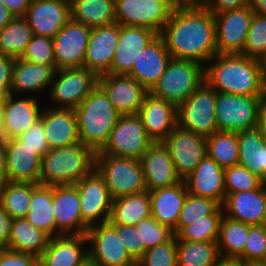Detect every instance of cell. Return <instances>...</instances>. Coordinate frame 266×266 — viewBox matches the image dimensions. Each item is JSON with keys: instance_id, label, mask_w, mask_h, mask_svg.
<instances>
[{"instance_id": "1", "label": "cell", "mask_w": 266, "mask_h": 266, "mask_svg": "<svg viewBox=\"0 0 266 266\" xmlns=\"http://www.w3.org/2000/svg\"><path fill=\"white\" fill-rule=\"evenodd\" d=\"M159 36L173 59L205 66L217 54L216 22L207 8L172 10Z\"/></svg>"}, {"instance_id": "2", "label": "cell", "mask_w": 266, "mask_h": 266, "mask_svg": "<svg viewBox=\"0 0 266 266\" xmlns=\"http://www.w3.org/2000/svg\"><path fill=\"white\" fill-rule=\"evenodd\" d=\"M205 82L217 92L243 96L266 90L260 60L243 54H216L205 65Z\"/></svg>"}, {"instance_id": "3", "label": "cell", "mask_w": 266, "mask_h": 266, "mask_svg": "<svg viewBox=\"0 0 266 266\" xmlns=\"http://www.w3.org/2000/svg\"><path fill=\"white\" fill-rule=\"evenodd\" d=\"M73 111L80 142L90 147L95 153L100 152L107 143L121 114L99 85Z\"/></svg>"}, {"instance_id": "4", "label": "cell", "mask_w": 266, "mask_h": 266, "mask_svg": "<svg viewBox=\"0 0 266 266\" xmlns=\"http://www.w3.org/2000/svg\"><path fill=\"white\" fill-rule=\"evenodd\" d=\"M95 158L96 153L82 142L50 149L42 157L39 184H76L95 168Z\"/></svg>"}, {"instance_id": "5", "label": "cell", "mask_w": 266, "mask_h": 266, "mask_svg": "<svg viewBox=\"0 0 266 266\" xmlns=\"http://www.w3.org/2000/svg\"><path fill=\"white\" fill-rule=\"evenodd\" d=\"M204 82V65L171 58L165 72L149 92L178 107Z\"/></svg>"}, {"instance_id": "6", "label": "cell", "mask_w": 266, "mask_h": 266, "mask_svg": "<svg viewBox=\"0 0 266 266\" xmlns=\"http://www.w3.org/2000/svg\"><path fill=\"white\" fill-rule=\"evenodd\" d=\"M95 168L103 176L113 199L147 191L140 160L96 154Z\"/></svg>"}, {"instance_id": "7", "label": "cell", "mask_w": 266, "mask_h": 266, "mask_svg": "<svg viewBox=\"0 0 266 266\" xmlns=\"http://www.w3.org/2000/svg\"><path fill=\"white\" fill-rule=\"evenodd\" d=\"M98 76L86 67L58 69L48 90L49 107L74 109L98 85Z\"/></svg>"}, {"instance_id": "8", "label": "cell", "mask_w": 266, "mask_h": 266, "mask_svg": "<svg viewBox=\"0 0 266 266\" xmlns=\"http://www.w3.org/2000/svg\"><path fill=\"white\" fill-rule=\"evenodd\" d=\"M216 90L204 82L177 107L178 126L208 137L218 131Z\"/></svg>"}, {"instance_id": "9", "label": "cell", "mask_w": 266, "mask_h": 266, "mask_svg": "<svg viewBox=\"0 0 266 266\" xmlns=\"http://www.w3.org/2000/svg\"><path fill=\"white\" fill-rule=\"evenodd\" d=\"M154 141L146 134L138 114L121 115L103 149L96 154L140 160Z\"/></svg>"}, {"instance_id": "10", "label": "cell", "mask_w": 266, "mask_h": 266, "mask_svg": "<svg viewBox=\"0 0 266 266\" xmlns=\"http://www.w3.org/2000/svg\"><path fill=\"white\" fill-rule=\"evenodd\" d=\"M259 97L216 91L218 131L240 132L257 128Z\"/></svg>"}, {"instance_id": "11", "label": "cell", "mask_w": 266, "mask_h": 266, "mask_svg": "<svg viewBox=\"0 0 266 266\" xmlns=\"http://www.w3.org/2000/svg\"><path fill=\"white\" fill-rule=\"evenodd\" d=\"M74 185L79 193L83 222L88 227L108 222L113 198L98 170L94 168Z\"/></svg>"}, {"instance_id": "12", "label": "cell", "mask_w": 266, "mask_h": 266, "mask_svg": "<svg viewBox=\"0 0 266 266\" xmlns=\"http://www.w3.org/2000/svg\"><path fill=\"white\" fill-rule=\"evenodd\" d=\"M116 23L160 33L171 15L168 0H114Z\"/></svg>"}, {"instance_id": "13", "label": "cell", "mask_w": 266, "mask_h": 266, "mask_svg": "<svg viewBox=\"0 0 266 266\" xmlns=\"http://www.w3.org/2000/svg\"><path fill=\"white\" fill-rule=\"evenodd\" d=\"M89 261L95 266H135L120 236L108 223H101L88 228Z\"/></svg>"}, {"instance_id": "14", "label": "cell", "mask_w": 266, "mask_h": 266, "mask_svg": "<svg viewBox=\"0 0 266 266\" xmlns=\"http://www.w3.org/2000/svg\"><path fill=\"white\" fill-rule=\"evenodd\" d=\"M169 150L178 176L185 180L207 156V137L178 125L163 141Z\"/></svg>"}, {"instance_id": "15", "label": "cell", "mask_w": 266, "mask_h": 266, "mask_svg": "<svg viewBox=\"0 0 266 266\" xmlns=\"http://www.w3.org/2000/svg\"><path fill=\"white\" fill-rule=\"evenodd\" d=\"M250 6L213 15L216 22L217 54H242L253 18Z\"/></svg>"}, {"instance_id": "16", "label": "cell", "mask_w": 266, "mask_h": 266, "mask_svg": "<svg viewBox=\"0 0 266 266\" xmlns=\"http://www.w3.org/2000/svg\"><path fill=\"white\" fill-rule=\"evenodd\" d=\"M91 29L70 19L56 34L53 45L57 70L84 67Z\"/></svg>"}, {"instance_id": "17", "label": "cell", "mask_w": 266, "mask_h": 266, "mask_svg": "<svg viewBox=\"0 0 266 266\" xmlns=\"http://www.w3.org/2000/svg\"><path fill=\"white\" fill-rule=\"evenodd\" d=\"M52 202L57 236L86 235L89 227L82 220L79 193L74 184L52 186Z\"/></svg>"}, {"instance_id": "18", "label": "cell", "mask_w": 266, "mask_h": 266, "mask_svg": "<svg viewBox=\"0 0 266 266\" xmlns=\"http://www.w3.org/2000/svg\"><path fill=\"white\" fill-rule=\"evenodd\" d=\"M41 99L33 96L7 94L3 99L5 139L18 138L41 118Z\"/></svg>"}, {"instance_id": "19", "label": "cell", "mask_w": 266, "mask_h": 266, "mask_svg": "<svg viewBox=\"0 0 266 266\" xmlns=\"http://www.w3.org/2000/svg\"><path fill=\"white\" fill-rule=\"evenodd\" d=\"M98 85L121 115H135L143 104L146 90L127 74H105L99 76Z\"/></svg>"}, {"instance_id": "20", "label": "cell", "mask_w": 266, "mask_h": 266, "mask_svg": "<svg viewBox=\"0 0 266 266\" xmlns=\"http://www.w3.org/2000/svg\"><path fill=\"white\" fill-rule=\"evenodd\" d=\"M6 181L39 184L42 158L18 138L5 139Z\"/></svg>"}, {"instance_id": "21", "label": "cell", "mask_w": 266, "mask_h": 266, "mask_svg": "<svg viewBox=\"0 0 266 266\" xmlns=\"http://www.w3.org/2000/svg\"><path fill=\"white\" fill-rule=\"evenodd\" d=\"M118 37L119 24L116 22L92 28L84 58V67L98 77L110 74Z\"/></svg>"}, {"instance_id": "22", "label": "cell", "mask_w": 266, "mask_h": 266, "mask_svg": "<svg viewBox=\"0 0 266 266\" xmlns=\"http://www.w3.org/2000/svg\"><path fill=\"white\" fill-rule=\"evenodd\" d=\"M159 36L153 29L119 25L118 45L110 74H128L140 52Z\"/></svg>"}, {"instance_id": "23", "label": "cell", "mask_w": 266, "mask_h": 266, "mask_svg": "<svg viewBox=\"0 0 266 266\" xmlns=\"http://www.w3.org/2000/svg\"><path fill=\"white\" fill-rule=\"evenodd\" d=\"M24 17L33 35L54 38L71 19L70 3L60 0H32Z\"/></svg>"}, {"instance_id": "24", "label": "cell", "mask_w": 266, "mask_h": 266, "mask_svg": "<svg viewBox=\"0 0 266 266\" xmlns=\"http://www.w3.org/2000/svg\"><path fill=\"white\" fill-rule=\"evenodd\" d=\"M138 115L146 134L154 141L163 142L178 125L177 106L162 98L146 93Z\"/></svg>"}, {"instance_id": "25", "label": "cell", "mask_w": 266, "mask_h": 266, "mask_svg": "<svg viewBox=\"0 0 266 266\" xmlns=\"http://www.w3.org/2000/svg\"><path fill=\"white\" fill-rule=\"evenodd\" d=\"M224 215L248 225L266 224V182L258 189L227 194Z\"/></svg>"}, {"instance_id": "26", "label": "cell", "mask_w": 266, "mask_h": 266, "mask_svg": "<svg viewBox=\"0 0 266 266\" xmlns=\"http://www.w3.org/2000/svg\"><path fill=\"white\" fill-rule=\"evenodd\" d=\"M224 170L225 168L207 155L183 180L188 193L197 197L212 199L222 206L226 199Z\"/></svg>"}, {"instance_id": "27", "label": "cell", "mask_w": 266, "mask_h": 266, "mask_svg": "<svg viewBox=\"0 0 266 266\" xmlns=\"http://www.w3.org/2000/svg\"><path fill=\"white\" fill-rule=\"evenodd\" d=\"M88 261L86 235H60L50 239L39 266H83Z\"/></svg>"}, {"instance_id": "28", "label": "cell", "mask_w": 266, "mask_h": 266, "mask_svg": "<svg viewBox=\"0 0 266 266\" xmlns=\"http://www.w3.org/2000/svg\"><path fill=\"white\" fill-rule=\"evenodd\" d=\"M56 71V66L33 64L22 58H15L10 94H28L40 98L41 92L50 90Z\"/></svg>"}, {"instance_id": "29", "label": "cell", "mask_w": 266, "mask_h": 266, "mask_svg": "<svg viewBox=\"0 0 266 266\" xmlns=\"http://www.w3.org/2000/svg\"><path fill=\"white\" fill-rule=\"evenodd\" d=\"M140 162L145 174L147 191L169 187L182 181L163 142H153L142 155Z\"/></svg>"}, {"instance_id": "30", "label": "cell", "mask_w": 266, "mask_h": 266, "mask_svg": "<svg viewBox=\"0 0 266 266\" xmlns=\"http://www.w3.org/2000/svg\"><path fill=\"white\" fill-rule=\"evenodd\" d=\"M171 58L163 39L158 36L140 52L127 75L150 91L165 72Z\"/></svg>"}, {"instance_id": "31", "label": "cell", "mask_w": 266, "mask_h": 266, "mask_svg": "<svg viewBox=\"0 0 266 266\" xmlns=\"http://www.w3.org/2000/svg\"><path fill=\"white\" fill-rule=\"evenodd\" d=\"M41 114L44 134L50 149L66 147L80 142L73 109L51 108L44 104Z\"/></svg>"}, {"instance_id": "32", "label": "cell", "mask_w": 266, "mask_h": 266, "mask_svg": "<svg viewBox=\"0 0 266 266\" xmlns=\"http://www.w3.org/2000/svg\"><path fill=\"white\" fill-rule=\"evenodd\" d=\"M151 199V216L160 224L176 227L180 210L187 196L184 181L175 185L149 191Z\"/></svg>"}, {"instance_id": "33", "label": "cell", "mask_w": 266, "mask_h": 266, "mask_svg": "<svg viewBox=\"0 0 266 266\" xmlns=\"http://www.w3.org/2000/svg\"><path fill=\"white\" fill-rule=\"evenodd\" d=\"M238 165L246 167L266 182V139L257 129L237 132Z\"/></svg>"}, {"instance_id": "34", "label": "cell", "mask_w": 266, "mask_h": 266, "mask_svg": "<svg viewBox=\"0 0 266 266\" xmlns=\"http://www.w3.org/2000/svg\"><path fill=\"white\" fill-rule=\"evenodd\" d=\"M150 216V193L145 191L113 199L108 223L135 226L139 221Z\"/></svg>"}, {"instance_id": "35", "label": "cell", "mask_w": 266, "mask_h": 266, "mask_svg": "<svg viewBox=\"0 0 266 266\" xmlns=\"http://www.w3.org/2000/svg\"><path fill=\"white\" fill-rule=\"evenodd\" d=\"M50 239L48 234L35 228L27 218H16L12 221L10 242L6 248L39 258Z\"/></svg>"}, {"instance_id": "36", "label": "cell", "mask_w": 266, "mask_h": 266, "mask_svg": "<svg viewBox=\"0 0 266 266\" xmlns=\"http://www.w3.org/2000/svg\"><path fill=\"white\" fill-rule=\"evenodd\" d=\"M27 220L37 229L51 238L57 236V227L53 214L52 186L32 184V198Z\"/></svg>"}, {"instance_id": "37", "label": "cell", "mask_w": 266, "mask_h": 266, "mask_svg": "<svg viewBox=\"0 0 266 266\" xmlns=\"http://www.w3.org/2000/svg\"><path fill=\"white\" fill-rule=\"evenodd\" d=\"M71 19L90 28L116 22L114 0H72Z\"/></svg>"}, {"instance_id": "38", "label": "cell", "mask_w": 266, "mask_h": 266, "mask_svg": "<svg viewBox=\"0 0 266 266\" xmlns=\"http://www.w3.org/2000/svg\"><path fill=\"white\" fill-rule=\"evenodd\" d=\"M250 226L223 215L217 241L221 258L238 259L244 253Z\"/></svg>"}, {"instance_id": "39", "label": "cell", "mask_w": 266, "mask_h": 266, "mask_svg": "<svg viewBox=\"0 0 266 266\" xmlns=\"http://www.w3.org/2000/svg\"><path fill=\"white\" fill-rule=\"evenodd\" d=\"M220 259L217 241H177V266H216Z\"/></svg>"}, {"instance_id": "40", "label": "cell", "mask_w": 266, "mask_h": 266, "mask_svg": "<svg viewBox=\"0 0 266 266\" xmlns=\"http://www.w3.org/2000/svg\"><path fill=\"white\" fill-rule=\"evenodd\" d=\"M32 30L24 16H16L0 30V54L21 58L32 38Z\"/></svg>"}, {"instance_id": "41", "label": "cell", "mask_w": 266, "mask_h": 266, "mask_svg": "<svg viewBox=\"0 0 266 266\" xmlns=\"http://www.w3.org/2000/svg\"><path fill=\"white\" fill-rule=\"evenodd\" d=\"M32 198V183L0 184V205L12 219L26 218Z\"/></svg>"}, {"instance_id": "42", "label": "cell", "mask_w": 266, "mask_h": 266, "mask_svg": "<svg viewBox=\"0 0 266 266\" xmlns=\"http://www.w3.org/2000/svg\"><path fill=\"white\" fill-rule=\"evenodd\" d=\"M207 155L223 168L238 165L239 146L237 133L216 131L208 136Z\"/></svg>"}, {"instance_id": "43", "label": "cell", "mask_w": 266, "mask_h": 266, "mask_svg": "<svg viewBox=\"0 0 266 266\" xmlns=\"http://www.w3.org/2000/svg\"><path fill=\"white\" fill-rule=\"evenodd\" d=\"M223 215V207L220 206L212 215L206 216V220H199L186 225L175 235L177 241H218Z\"/></svg>"}, {"instance_id": "44", "label": "cell", "mask_w": 266, "mask_h": 266, "mask_svg": "<svg viewBox=\"0 0 266 266\" xmlns=\"http://www.w3.org/2000/svg\"><path fill=\"white\" fill-rule=\"evenodd\" d=\"M220 205L209 198L197 197L187 193L183 207L180 210L178 222L173 229L176 235L183 227L199 220H206V216L212 215Z\"/></svg>"}, {"instance_id": "45", "label": "cell", "mask_w": 266, "mask_h": 266, "mask_svg": "<svg viewBox=\"0 0 266 266\" xmlns=\"http://www.w3.org/2000/svg\"><path fill=\"white\" fill-rule=\"evenodd\" d=\"M265 181L258 175L250 172L246 167L235 165L225 168V194L249 191L260 188Z\"/></svg>"}, {"instance_id": "46", "label": "cell", "mask_w": 266, "mask_h": 266, "mask_svg": "<svg viewBox=\"0 0 266 266\" xmlns=\"http://www.w3.org/2000/svg\"><path fill=\"white\" fill-rule=\"evenodd\" d=\"M238 259L247 265H266V224L249 227L244 253Z\"/></svg>"}, {"instance_id": "47", "label": "cell", "mask_w": 266, "mask_h": 266, "mask_svg": "<svg viewBox=\"0 0 266 266\" xmlns=\"http://www.w3.org/2000/svg\"><path fill=\"white\" fill-rule=\"evenodd\" d=\"M242 54L258 60L266 54V15L253 14Z\"/></svg>"}, {"instance_id": "48", "label": "cell", "mask_w": 266, "mask_h": 266, "mask_svg": "<svg viewBox=\"0 0 266 266\" xmlns=\"http://www.w3.org/2000/svg\"><path fill=\"white\" fill-rule=\"evenodd\" d=\"M137 266H177V238L145 251Z\"/></svg>"}, {"instance_id": "49", "label": "cell", "mask_w": 266, "mask_h": 266, "mask_svg": "<svg viewBox=\"0 0 266 266\" xmlns=\"http://www.w3.org/2000/svg\"><path fill=\"white\" fill-rule=\"evenodd\" d=\"M21 58L33 64L55 66L53 38L33 35Z\"/></svg>"}, {"instance_id": "50", "label": "cell", "mask_w": 266, "mask_h": 266, "mask_svg": "<svg viewBox=\"0 0 266 266\" xmlns=\"http://www.w3.org/2000/svg\"><path fill=\"white\" fill-rule=\"evenodd\" d=\"M135 226L141 229V243L146 249L164 244L175 236L169 226L160 224L152 216L139 221Z\"/></svg>"}, {"instance_id": "51", "label": "cell", "mask_w": 266, "mask_h": 266, "mask_svg": "<svg viewBox=\"0 0 266 266\" xmlns=\"http://www.w3.org/2000/svg\"><path fill=\"white\" fill-rule=\"evenodd\" d=\"M120 236L131 258L137 263L147 250L141 243V229L133 225L110 224Z\"/></svg>"}, {"instance_id": "52", "label": "cell", "mask_w": 266, "mask_h": 266, "mask_svg": "<svg viewBox=\"0 0 266 266\" xmlns=\"http://www.w3.org/2000/svg\"><path fill=\"white\" fill-rule=\"evenodd\" d=\"M44 132L43 121L40 119L18 139L29 148L36 150V153L42 158L50 150Z\"/></svg>"}, {"instance_id": "53", "label": "cell", "mask_w": 266, "mask_h": 266, "mask_svg": "<svg viewBox=\"0 0 266 266\" xmlns=\"http://www.w3.org/2000/svg\"><path fill=\"white\" fill-rule=\"evenodd\" d=\"M0 266H39V258L35 255L1 248Z\"/></svg>"}, {"instance_id": "54", "label": "cell", "mask_w": 266, "mask_h": 266, "mask_svg": "<svg viewBox=\"0 0 266 266\" xmlns=\"http://www.w3.org/2000/svg\"><path fill=\"white\" fill-rule=\"evenodd\" d=\"M14 61V57L0 54V92L4 96L10 94Z\"/></svg>"}, {"instance_id": "55", "label": "cell", "mask_w": 266, "mask_h": 266, "mask_svg": "<svg viewBox=\"0 0 266 266\" xmlns=\"http://www.w3.org/2000/svg\"><path fill=\"white\" fill-rule=\"evenodd\" d=\"M245 6H249V0H210L207 9L213 15H218Z\"/></svg>"}, {"instance_id": "56", "label": "cell", "mask_w": 266, "mask_h": 266, "mask_svg": "<svg viewBox=\"0 0 266 266\" xmlns=\"http://www.w3.org/2000/svg\"><path fill=\"white\" fill-rule=\"evenodd\" d=\"M13 219L0 205V249L6 248L10 242Z\"/></svg>"}, {"instance_id": "57", "label": "cell", "mask_w": 266, "mask_h": 266, "mask_svg": "<svg viewBox=\"0 0 266 266\" xmlns=\"http://www.w3.org/2000/svg\"><path fill=\"white\" fill-rule=\"evenodd\" d=\"M172 10L207 8L210 0H168Z\"/></svg>"}, {"instance_id": "58", "label": "cell", "mask_w": 266, "mask_h": 266, "mask_svg": "<svg viewBox=\"0 0 266 266\" xmlns=\"http://www.w3.org/2000/svg\"><path fill=\"white\" fill-rule=\"evenodd\" d=\"M32 0H0L16 16H25Z\"/></svg>"}, {"instance_id": "59", "label": "cell", "mask_w": 266, "mask_h": 266, "mask_svg": "<svg viewBox=\"0 0 266 266\" xmlns=\"http://www.w3.org/2000/svg\"><path fill=\"white\" fill-rule=\"evenodd\" d=\"M257 129L266 139V90L259 96Z\"/></svg>"}, {"instance_id": "60", "label": "cell", "mask_w": 266, "mask_h": 266, "mask_svg": "<svg viewBox=\"0 0 266 266\" xmlns=\"http://www.w3.org/2000/svg\"><path fill=\"white\" fill-rule=\"evenodd\" d=\"M6 181V150L5 142L0 141V184Z\"/></svg>"}, {"instance_id": "61", "label": "cell", "mask_w": 266, "mask_h": 266, "mask_svg": "<svg viewBox=\"0 0 266 266\" xmlns=\"http://www.w3.org/2000/svg\"><path fill=\"white\" fill-rule=\"evenodd\" d=\"M13 15L9 9L0 2V30L6 27L13 19Z\"/></svg>"}, {"instance_id": "62", "label": "cell", "mask_w": 266, "mask_h": 266, "mask_svg": "<svg viewBox=\"0 0 266 266\" xmlns=\"http://www.w3.org/2000/svg\"><path fill=\"white\" fill-rule=\"evenodd\" d=\"M249 6L254 13L266 15V0H249Z\"/></svg>"}, {"instance_id": "63", "label": "cell", "mask_w": 266, "mask_h": 266, "mask_svg": "<svg viewBox=\"0 0 266 266\" xmlns=\"http://www.w3.org/2000/svg\"><path fill=\"white\" fill-rule=\"evenodd\" d=\"M216 266H247V264L240 261L239 259L221 258Z\"/></svg>"}, {"instance_id": "64", "label": "cell", "mask_w": 266, "mask_h": 266, "mask_svg": "<svg viewBox=\"0 0 266 266\" xmlns=\"http://www.w3.org/2000/svg\"><path fill=\"white\" fill-rule=\"evenodd\" d=\"M0 141H5L3 122V99H0Z\"/></svg>"}, {"instance_id": "65", "label": "cell", "mask_w": 266, "mask_h": 266, "mask_svg": "<svg viewBox=\"0 0 266 266\" xmlns=\"http://www.w3.org/2000/svg\"><path fill=\"white\" fill-rule=\"evenodd\" d=\"M260 64L262 66V71L264 74V77L266 79V54L263 56V58L260 60Z\"/></svg>"}, {"instance_id": "66", "label": "cell", "mask_w": 266, "mask_h": 266, "mask_svg": "<svg viewBox=\"0 0 266 266\" xmlns=\"http://www.w3.org/2000/svg\"><path fill=\"white\" fill-rule=\"evenodd\" d=\"M83 266H95V265H93L90 261H88V262L85 263Z\"/></svg>"}, {"instance_id": "67", "label": "cell", "mask_w": 266, "mask_h": 266, "mask_svg": "<svg viewBox=\"0 0 266 266\" xmlns=\"http://www.w3.org/2000/svg\"><path fill=\"white\" fill-rule=\"evenodd\" d=\"M60 1L71 3L72 0H60Z\"/></svg>"}, {"instance_id": "68", "label": "cell", "mask_w": 266, "mask_h": 266, "mask_svg": "<svg viewBox=\"0 0 266 266\" xmlns=\"http://www.w3.org/2000/svg\"><path fill=\"white\" fill-rule=\"evenodd\" d=\"M0 99H4V95L0 92Z\"/></svg>"}, {"instance_id": "69", "label": "cell", "mask_w": 266, "mask_h": 266, "mask_svg": "<svg viewBox=\"0 0 266 266\" xmlns=\"http://www.w3.org/2000/svg\"><path fill=\"white\" fill-rule=\"evenodd\" d=\"M247 266H266V265H247Z\"/></svg>"}]
</instances>
